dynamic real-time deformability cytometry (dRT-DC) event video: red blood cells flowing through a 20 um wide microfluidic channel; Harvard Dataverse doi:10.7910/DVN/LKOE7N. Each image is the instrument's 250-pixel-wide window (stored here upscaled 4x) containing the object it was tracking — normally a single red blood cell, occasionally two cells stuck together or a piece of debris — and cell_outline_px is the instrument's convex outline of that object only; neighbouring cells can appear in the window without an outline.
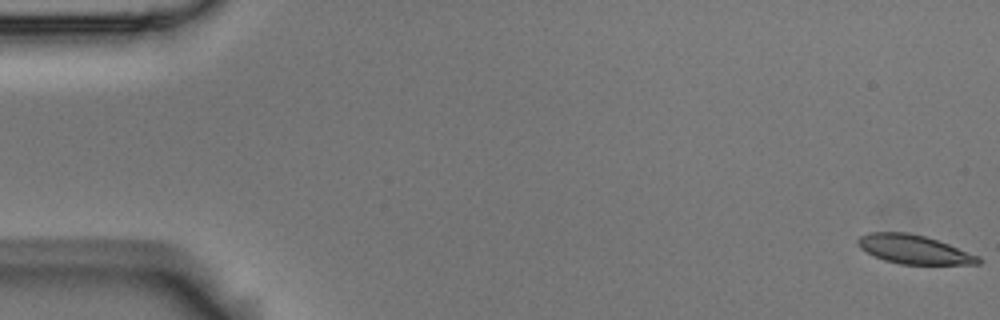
{"species": "Egyptian fruit bat (a non-hibernating species)", "species_latin": "Rousettus aegyptiacus", "temperature_condition": "room temperature", "stored_images_in_passage": 55, "camera_frame_rate_fps": 3000, "um_per_image_px": 0.085, "animal": {"sex": "male"}, "frame": {"image": 1, "passage_image": 1, "time_ms": 0.0, "image_size_px": [1000, 320], "cell_outline_px": [[984, 260], [980, 264], [900, 264], [884, 260], [872, 256], [860, 248], [856, 240], [860, 236], [868, 232], [908, 232], [924, 236], [948, 244], [980, 256]], "centroid_in_image_um": [77.67, 21.2], "position_along_channel_um": 7.3, "area_um2": 20.35}}
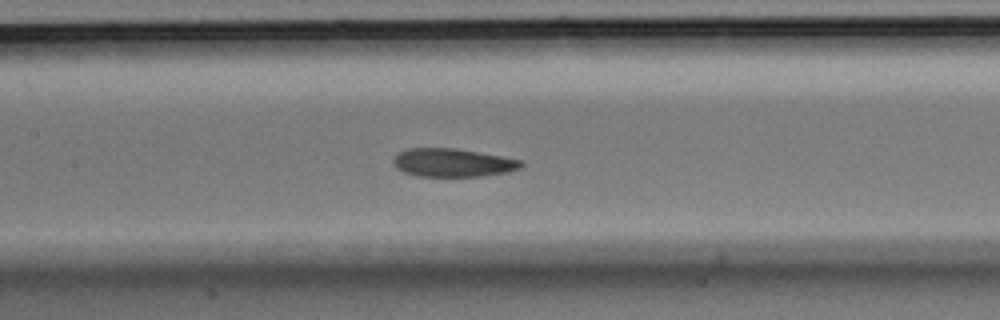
{"frame": {"image": 2, "passage_image": 26, "time_ms": 8.333, "image_size_px": [1000, 320], "cell_outline_px": [[524, 164], [520, 168], [508, 172], [480, 176], [416, 176], [404, 172], [396, 168], [392, 164], [392, 160], [396, 152], [408, 148], [456, 148], [524, 160]], "centroid_in_image_um": [38.45, 13.82], "position_along_channel_um": 168.9, "area_um2": 21.33}}
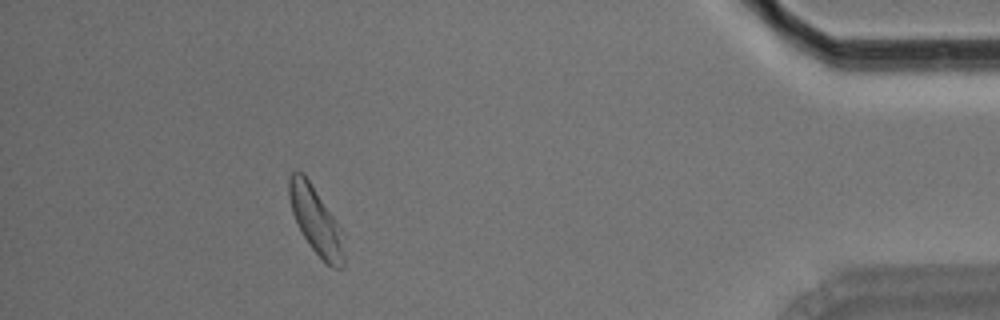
{"frame": {"image": 3, "passage_image": 50, "time_ms": 16.333, "image_size_px": [1000, 320], "cell_outline_px": [[344, 268], [332, 268], [312, 248], [304, 236], [292, 212], [288, 196], [288, 180], [292, 172], [296, 168], [304, 172], [336, 220], [340, 228], [344, 252]], "centroid_in_image_um": [26.82, 18.68], "position_along_channel_um": 408.4, "area_um2": 21.27}, "authors_computed_cell_mechanics": {"area_um2": 21.6172, "velocity_mm_per_s": 3.6632, "shape_relaxation_time_tau1_ms": 6.5111, "shape_relaxation_time_tau2_ms": 3.752, "deformation_change_tau1": 0.1426, "deformation_change_tau2": 0.104}}